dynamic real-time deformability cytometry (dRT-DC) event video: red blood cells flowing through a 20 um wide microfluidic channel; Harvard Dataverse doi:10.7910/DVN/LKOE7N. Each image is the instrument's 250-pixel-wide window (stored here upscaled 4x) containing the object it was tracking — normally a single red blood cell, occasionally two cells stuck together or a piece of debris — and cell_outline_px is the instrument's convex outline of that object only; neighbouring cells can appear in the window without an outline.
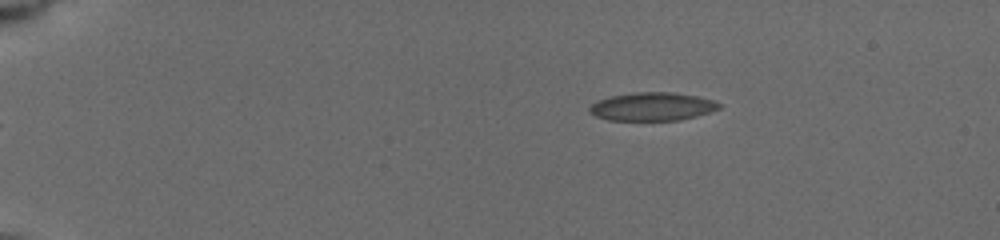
{"species": "common noctule bat (a hibernating species)", "species_latin": "Nyctalus noctula", "temperature_condition": "cold", "stored_images_in_passage": 22, "camera_frame_rate_fps": 3000, "um_per_image_px": 0.085, "animal": {"sex": "female", "body_mass_g": 19.5, "forearm_length_mm": 54.1}, "frame": {"image": 1, "passage_image": 1, "time_ms": 0.0, "image_size_px": [1000, 240], "cell_outline_px": [[720, 108], [708, 112], [676, 120], [608, 120], [596, 116], [588, 108], [592, 104], [600, 100], [612, 96], [640, 92], [668, 92], [696, 96], [712, 100], [720, 104]], "centroid_in_image_um": [55.42, 9.06], "position_along_channel_um": 29.6, "area_um2": 20.69}}
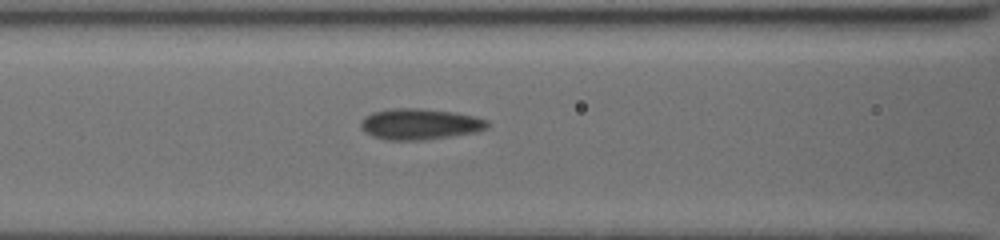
{"frame": {"image": 2, "passage_image": 13, "time_ms": 5.0, "image_size_px": [1000, 240], "cell_outline_px": [[488, 124], [484, 128], [472, 132], [424, 140], [388, 140], [372, 136], [360, 124], [372, 112], [392, 108], [420, 108], [452, 112], [472, 116], [488, 120]], "centroid_in_image_um": [35.67, 10.54], "position_along_channel_um": 130.9, "area_um2": 22.2}}
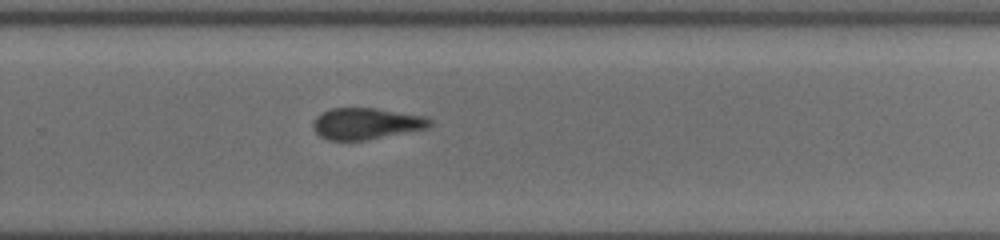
{"frame": {"image": 3, "passage_image": 22, "time_ms": 9.333, "image_size_px": [1000, 240], "cell_outline_px": [[432, 124], [428, 128], [368, 140], [328, 140], [320, 136], [316, 132], [312, 124], [320, 112], [332, 108], [376, 108], [424, 116], [432, 120]], "centroid_in_image_um": [31.13, 10.51], "position_along_channel_um": 298.7, "area_um2": 21.39}}